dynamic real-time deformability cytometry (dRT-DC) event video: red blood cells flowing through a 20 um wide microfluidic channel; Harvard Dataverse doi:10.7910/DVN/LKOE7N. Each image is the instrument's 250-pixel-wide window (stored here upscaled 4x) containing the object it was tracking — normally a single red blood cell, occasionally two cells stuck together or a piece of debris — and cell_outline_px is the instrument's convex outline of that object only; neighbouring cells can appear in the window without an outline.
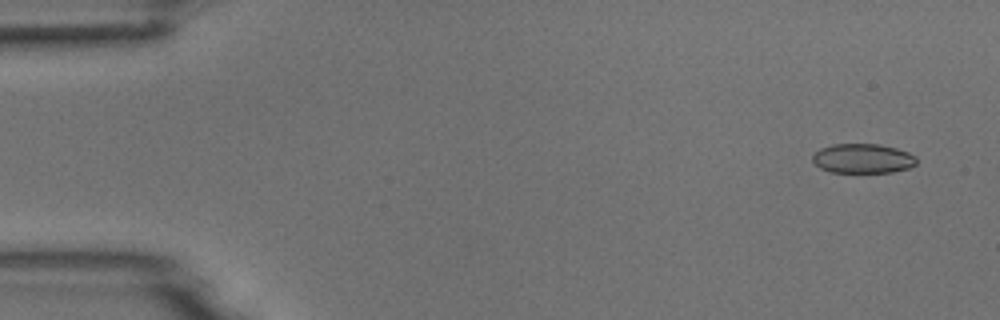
{"species": "common noctule bat (a hibernating species)", "species_latin": "Nyctalus noctula", "temperature_condition": "room temperature", "stored_images_in_passage": 5, "camera_frame_rate_fps": 3000, "um_per_image_px": 0.085, "animal": {"sex": "male", "body_mass_g": 18.8}, "frame": {"image": 1, "passage_image": 1, "time_ms": 0.0, "image_size_px": [1000, 320], "cell_outline_px": [[916, 164], [908, 168], [892, 172], [832, 172], [820, 168], [812, 160], [812, 156], [820, 148], [832, 144], [880, 144], [896, 148], [908, 152], [916, 156]], "centroid_in_image_um": [73.34, 13.46], "position_along_channel_um": 11.7, "area_um2": 17.86}}
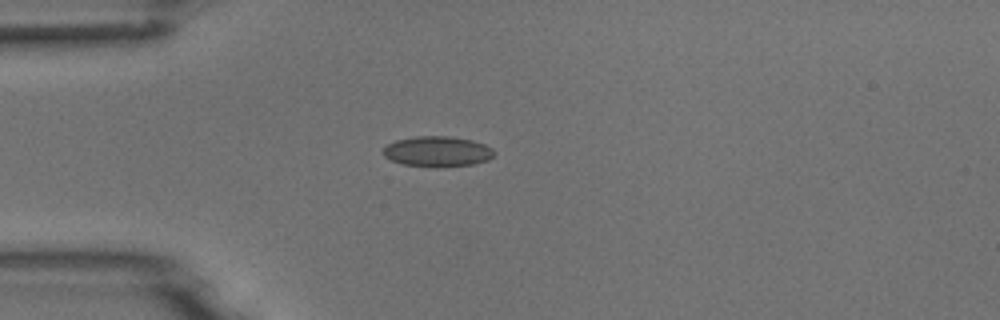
{"frame": {"image": 2, "passage_image": 4, "time_ms": 1.0, "image_size_px": [1000, 320], "cell_outline_px": [[496, 152], [488, 160], [472, 164], [440, 168], [436, 168], [404, 164], [392, 160], [384, 156], [380, 152], [388, 144], [396, 140], [416, 136], [452, 136], [472, 140], [484, 144], [492, 148]], "centroid_in_image_um": [37.18, 12.88], "position_along_channel_um": 47.8, "area_um2": 19.88}}